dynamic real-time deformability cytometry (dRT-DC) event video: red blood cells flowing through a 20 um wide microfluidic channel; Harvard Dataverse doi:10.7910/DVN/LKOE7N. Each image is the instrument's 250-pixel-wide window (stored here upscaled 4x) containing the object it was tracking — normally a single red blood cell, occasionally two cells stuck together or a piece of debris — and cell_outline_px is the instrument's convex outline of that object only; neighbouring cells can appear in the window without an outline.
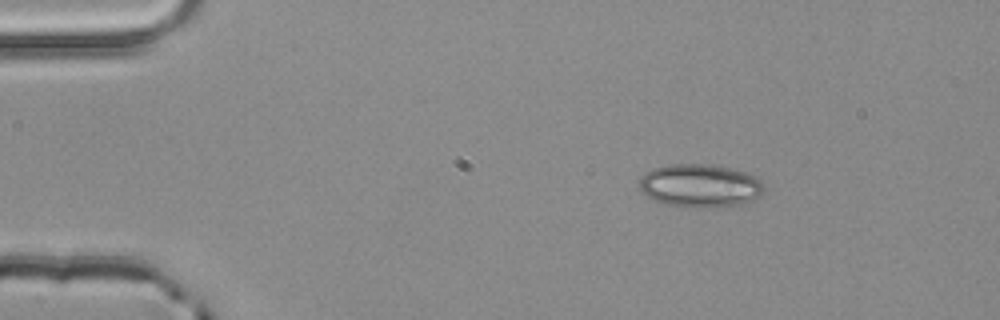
{"species": "common noctule bat (a hibernating species)", "species_latin": "Nyctalus noctula", "temperature_condition": "room temperature", "stored_images_in_passage": 3, "camera_frame_rate_fps": 3000, "um_per_image_px": 0.085, "animal": {"sex": "male", "body_mass_g": 20.4}, "frame": {"image": 1, "passage_image": 1, "time_ms": 0.0, "image_size_px": [1000, 320], "cell_outline_px": [[764, 192], [760, 196], [752, 200], [740, 204], [712, 208], [704, 208], [664, 204], [648, 196], [640, 188], [640, 180], [644, 172], [652, 168], [668, 164], [708, 164], [728, 168], [744, 172], [756, 176], [764, 184]], "centroid_in_image_um": [59.52, 15.78], "position_along_channel_um": 25.5, "area_um2": 31.39}}
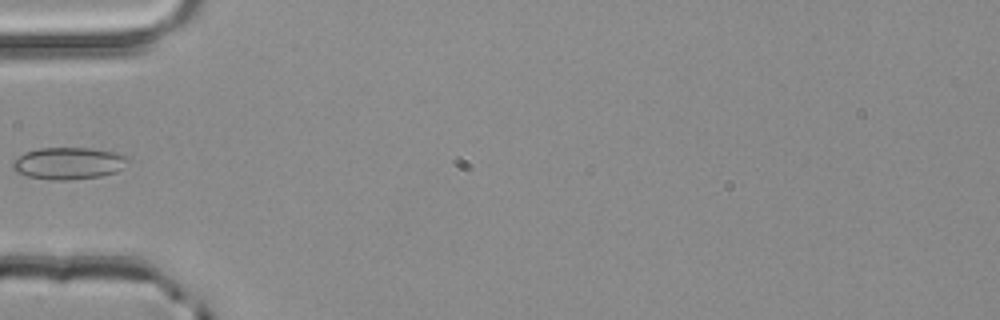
{"frame": {"image": 2, "passage_image": 3, "time_ms": 0.667, "image_size_px": [1000, 320], "cell_outline_px": [[132, 160], [116, 172], [100, 176], [68, 180], [52, 180], [28, 176], [16, 172], [12, 168], [12, 160], [24, 152], [40, 148], [88, 148], [116, 152], [132, 156]], "centroid_in_image_um": [5.86, 13.87], "position_along_channel_um": 79.1, "area_um2": 21.79}}